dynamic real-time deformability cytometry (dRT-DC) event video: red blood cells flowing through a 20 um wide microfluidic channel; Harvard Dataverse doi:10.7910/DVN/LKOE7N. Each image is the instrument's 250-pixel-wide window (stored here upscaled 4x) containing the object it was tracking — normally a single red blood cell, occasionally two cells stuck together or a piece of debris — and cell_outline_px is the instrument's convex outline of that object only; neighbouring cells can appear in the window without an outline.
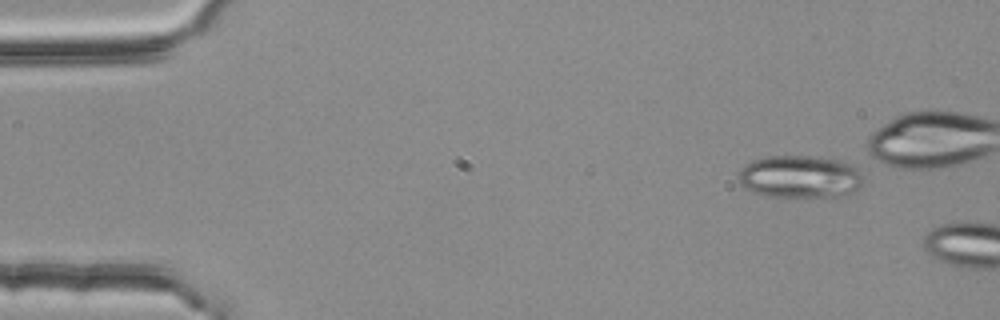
{"species": "common noctule bat (a hibernating species)", "species_latin": "Nyctalus noctula", "temperature_condition": "room temperature", "stored_images_in_passage": 5, "camera_frame_rate_fps": 3000, "um_per_image_px": 0.085, "animal": {"sex": "female", "body_mass_g": 25.1}, "frame": {"image": 1, "passage_image": 1, "time_ms": 0.0, "image_size_px": [1000, 320], "cell_outline_px": [[864, 184], [856, 192], [840, 200], [768, 196], [752, 192], [744, 188], [736, 180], [736, 172], [744, 164], [752, 160], [768, 156], [820, 156], [840, 160], [852, 164], [860, 172], [864, 180]], "centroid_in_image_um": [68.05, 15.08], "position_along_channel_um": 17.0, "area_um2": 32.95}}